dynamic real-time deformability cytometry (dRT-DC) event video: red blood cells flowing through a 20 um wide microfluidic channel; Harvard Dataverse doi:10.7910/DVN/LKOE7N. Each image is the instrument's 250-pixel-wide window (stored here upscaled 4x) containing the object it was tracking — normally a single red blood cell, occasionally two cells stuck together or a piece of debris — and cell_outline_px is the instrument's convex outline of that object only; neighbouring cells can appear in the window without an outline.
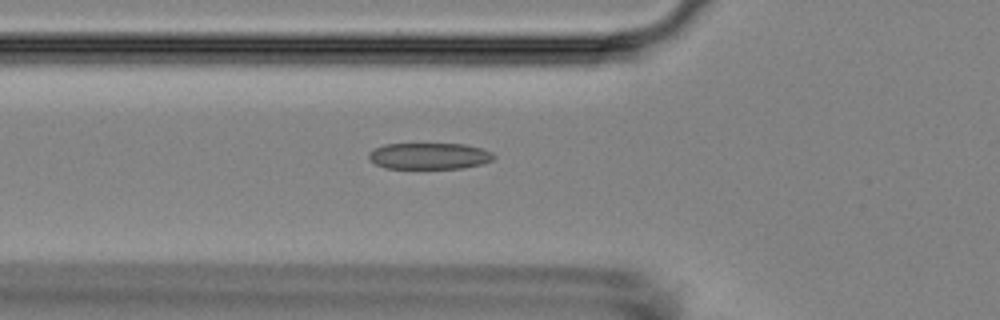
{"species": "Egyptian fruit bat (a non-hibernating species)", "species_latin": "Rousettus aegyptiacus", "temperature_condition": "room temperature", "stored_images_in_passage": 40, "camera_frame_rate_fps": 3000, "um_per_image_px": 0.085, "animal": {"sex": "female"}, "frame": {"image": 1, "passage_image": 8, "time_ms": 2.333, "image_size_px": [1000, 320], "cell_outline_px": [[496, 156], [492, 160], [480, 164], [464, 168], [384, 168], [376, 164], [368, 156], [368, 152], [372, 148], [384, 144], [464, 144], [480, 148], [492, 152]], "centroid_in_image_um": [36.46, 13.25], "position_along_channel_um": 89.3, "area_um2": 19.19}}
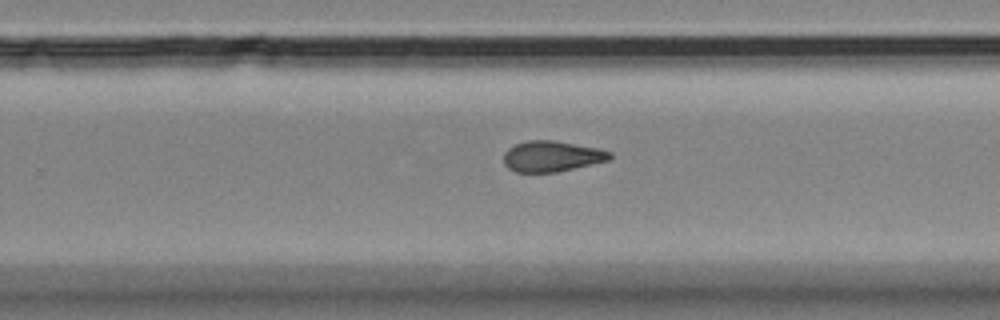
{"frame": {"image": 2, "passage_image": 24, "time_ms": 7.667, "image_size_px": [1000, 320], "cell_outline_px": [[612, 160], [556, 172], [516, 172], [508, 168], [504, 164], [504, 152], [508, 148], [516, 144], [528, 140], [556, 140], [600, 148], [612, 152]], "centroid_in_image_um": [46.94, 13.28], "position_along_channel_um": 282.9, "area_um2": 19.31}}
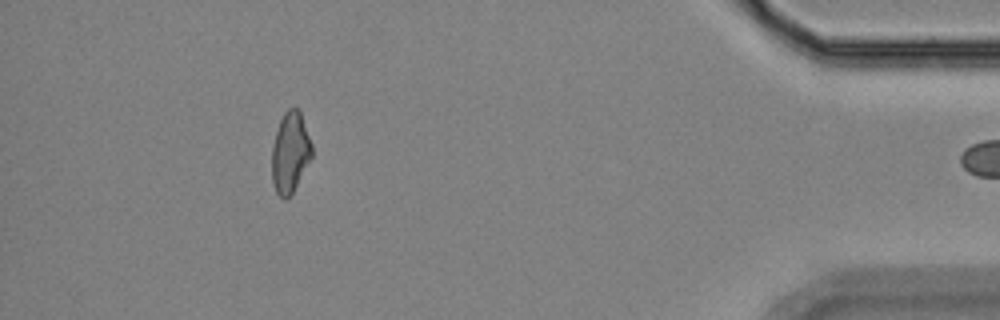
{"frame": {"image": 3, "passage_image": 39, "time_ms": 12.667, "image_size_px": [1000, 320], "cell_outline_px": [[312, 156], [292, 192], [284, 200], [276, 192], [272, 180], [272, 148], [276, 132], [280, 120], [284, 112], [288, 108], [300, 108], [312, 144]], "centroid_in_image_um": [24.67, 12.91], "position_along_channel_um": 410.5, "area_um2": 18.67}}